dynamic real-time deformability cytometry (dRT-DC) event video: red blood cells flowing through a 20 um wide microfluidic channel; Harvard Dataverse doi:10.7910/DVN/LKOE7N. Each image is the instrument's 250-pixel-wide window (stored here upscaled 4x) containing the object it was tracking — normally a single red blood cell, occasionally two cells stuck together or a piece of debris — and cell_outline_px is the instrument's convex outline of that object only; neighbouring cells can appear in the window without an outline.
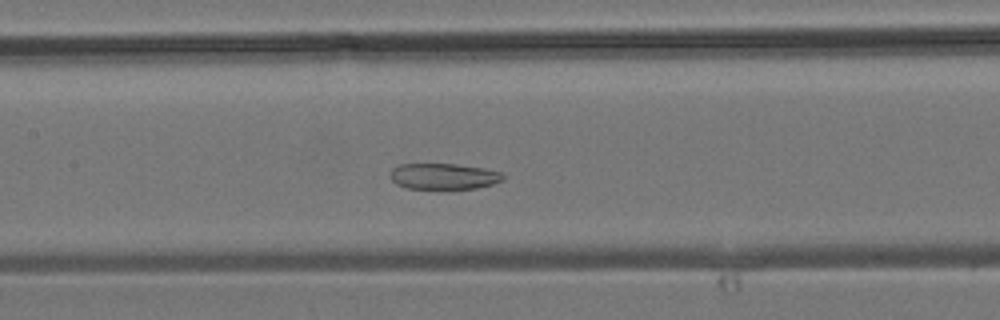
{"species": "common noctule bat (a hibernating species)", "species_latin": "Nyctalus noctula", "temperature_condition": "room temperature", "stored_images_in_passage": 44, "camera_frame_rate_fps": 3000, "um_per_image_px": 0.085, "animal": {"sex": "male", "body_mass_g": 19.2, "forearm_length_mm": 51.8}, "frame": {"image": 1, "passage_image": 20, "time_ms": 6.333, "image_size_px": [1000, 320], "cell_outline_px": [[504, 180], [492, 184], [476, 188], [408, 188], [396, 184], [392, 180], [392, 168], [400, 164], [456, 164], [484, 168], [504, 172]], "centroid_in_image_um": [37.76, 14.97], "position_along_channel_um": 169.6, "area_um2": 16.94}}
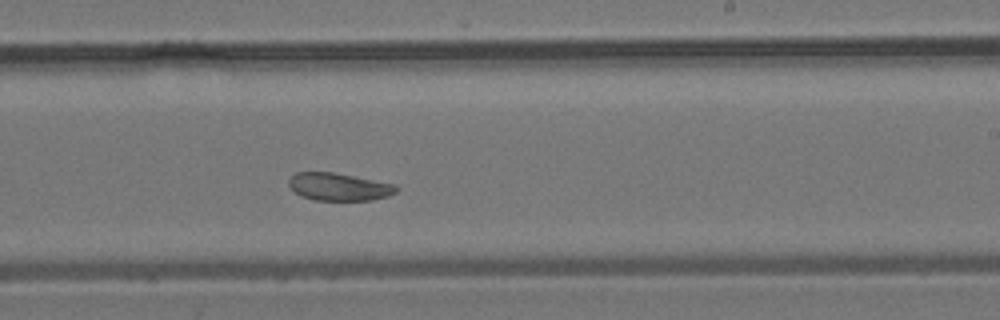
{"frame": {"image": 2, "passage_image": 26, "time_ms": 8.333, "image_size_px": [1000, 320], "cell_outline_px": [[400, 188], [396, 192], [388, 196], [372, 200], [312, 200], [300, 196], [288, 184], [288, 180], [296, 172], [332, 172], [396, 184]], "centroid_in_image_um": [28.82, 15.88], "position_along_channel_um": 260.2, "area_um2": 17.34}}
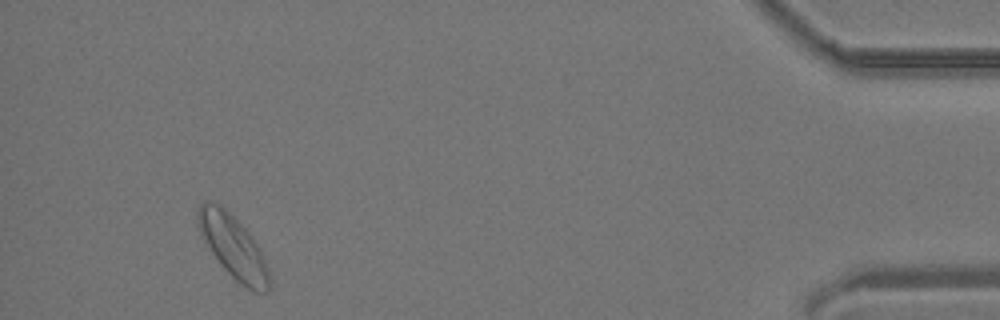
{"frame": {"image": 3, "passage_image": 41, "time_ms": 13.333, "image_size_px": [1000, 320], "cell_outline_px": [[268, 288], [264, 292], [252, 292], [240, 284], [224, 268], [212, 252], [204, 240], [200, 232], [196, 220], [196, 212], [200, 204], [204, 200], [220, 204], [248, 232], [260, 248], [268, 268]], "centroid_in_image_um": [19.79, 20.95], "position_along_channel_um": 415.4, "area_um2": 25.66}}